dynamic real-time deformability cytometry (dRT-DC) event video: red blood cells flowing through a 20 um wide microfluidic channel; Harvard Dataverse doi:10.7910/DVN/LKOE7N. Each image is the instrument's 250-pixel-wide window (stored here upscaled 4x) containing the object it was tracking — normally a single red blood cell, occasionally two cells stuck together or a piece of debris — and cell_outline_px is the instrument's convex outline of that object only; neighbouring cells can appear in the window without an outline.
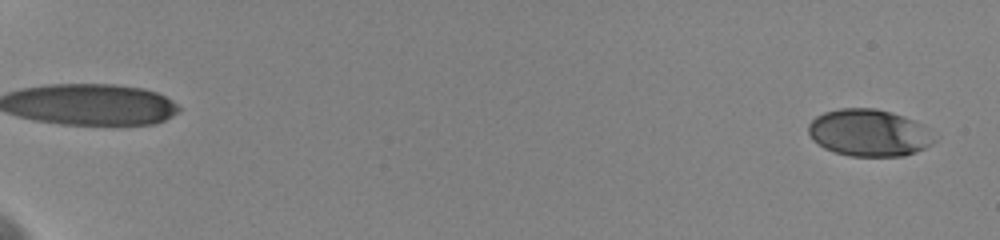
{"species": "human", "species_latin": "Homo sapiens", "temperature_condition": "cold", "stored_images_in_passage": 30, "camera_frame_rate_fps": 3000, "um_per_image_px": 0.085, "donor": {"sex": "female"}, "frame": {"image": 1, "passage_image": 1, "time_ms": 0.0, "image_size_px": [1000, 240], "cell_outline_px": [[936, 140], [932, 144], [916, 152], [904, 156], [848, 156], [824, 148], [812, 140], [808, 132], [808, 124], [816, 116], [824, 112], [840, 108], [876, 108], [912, 120], [920, 124]], "centroid_in_image_um": [73.8, 11.3], "position_along_channel_um": 11.2, "area_um2": 34.16}}
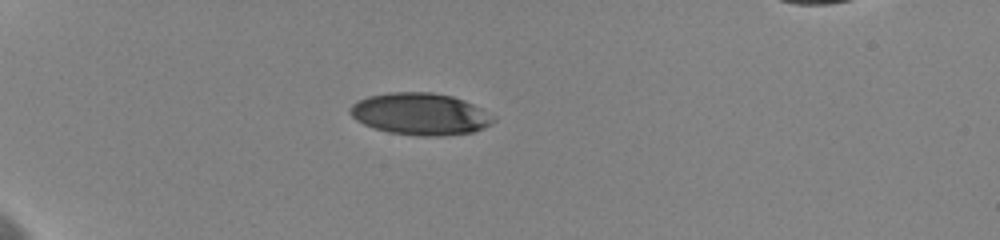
{"frame": {"image": 2, "passage_image": 12, "time_ms": 5.667, "image_size_px": [1000, 240], "cell_outline_px": [[496, 120], [492, 124], [484, 128], [472, 132], [440, 136], [416, 136], [388, 132], [372, 128], [356, 120], [348, 112], [348, 108], [356, 100], [368, 96], [388, 92], [432, 92], [452, 96], [464, 100], [496, 116]], "centroid_in_image_um": [35.71, 9.69], "position_along_channel_um": 49.3, "area_um2": 35.43}}